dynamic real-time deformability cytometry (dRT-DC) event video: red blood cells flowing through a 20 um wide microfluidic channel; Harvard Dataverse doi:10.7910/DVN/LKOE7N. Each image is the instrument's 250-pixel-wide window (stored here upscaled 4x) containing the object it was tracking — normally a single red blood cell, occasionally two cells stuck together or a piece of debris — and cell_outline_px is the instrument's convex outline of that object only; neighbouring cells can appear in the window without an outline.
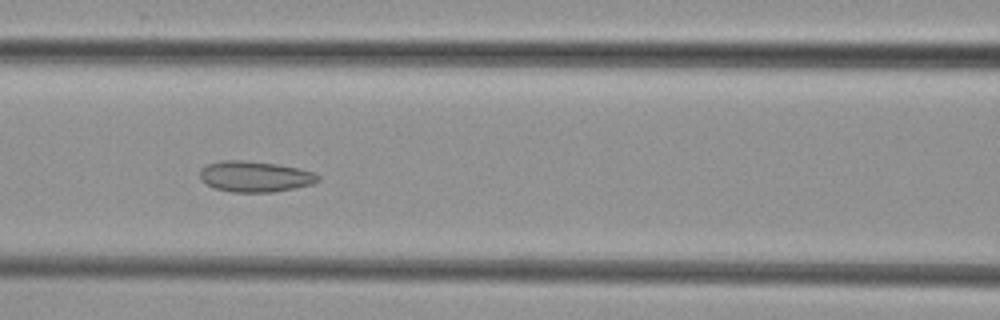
{"species": "common noctule bat (a hibernating species)", "species_latin": "Nyctalus noctula", "temperature_condition": "cold", "stored_images_in_passage": 7, "camera_frame_rate_fps": 3000, "um_per_image_px": 0.085, "animal": {"sex": "female", "body_mass_g": 29.2, "forearm_length_mm": 56.3}, "frame": {"image": 1, "passage_image": 6, "time_ms": 5.667, "image_size_px": [1000, 320], "cell_outline_px": [[320, 180], [312, 184], [296, 188], [272, 192], [232, 192], [212, 188], [200, 180], [200, 168], [208, 164], [220, 160], [240, 160], [276, 164], [300, 168], [316, 172], [320, 176]], "centroid_in_image_um": [21.67, 15.01], "position_along_channel_um": 144.9, "area_um2": 21.5}}
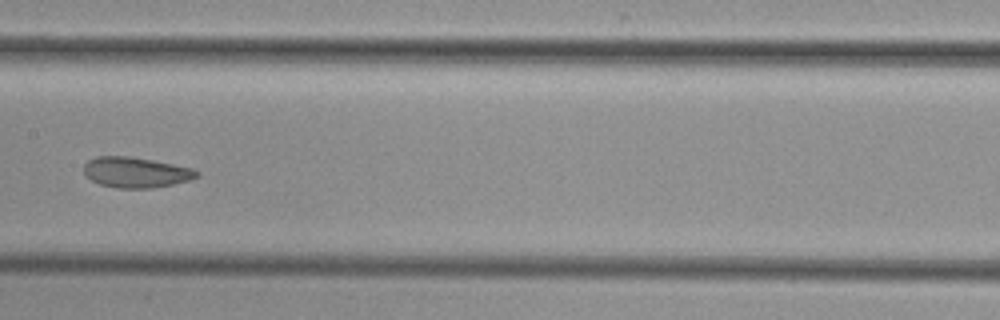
{"frame": {"image": 2, "passage_image": 7, "time_ms": 7.0, "image_size_px": [1000, 320], "cell_outline_px": [[200, 176], [192, 180], [152, 188], [116, 188], [100, 184], [92, 180], [84, 172], [84, 164], [88, 160], [96, 156], [128, 156], [152, 160], [192, 168], [200, 172]], "centroid_in_image_um": [11.57, 14.65], "position_along_channel_um": 195.8, "area_um2": 20.06}}